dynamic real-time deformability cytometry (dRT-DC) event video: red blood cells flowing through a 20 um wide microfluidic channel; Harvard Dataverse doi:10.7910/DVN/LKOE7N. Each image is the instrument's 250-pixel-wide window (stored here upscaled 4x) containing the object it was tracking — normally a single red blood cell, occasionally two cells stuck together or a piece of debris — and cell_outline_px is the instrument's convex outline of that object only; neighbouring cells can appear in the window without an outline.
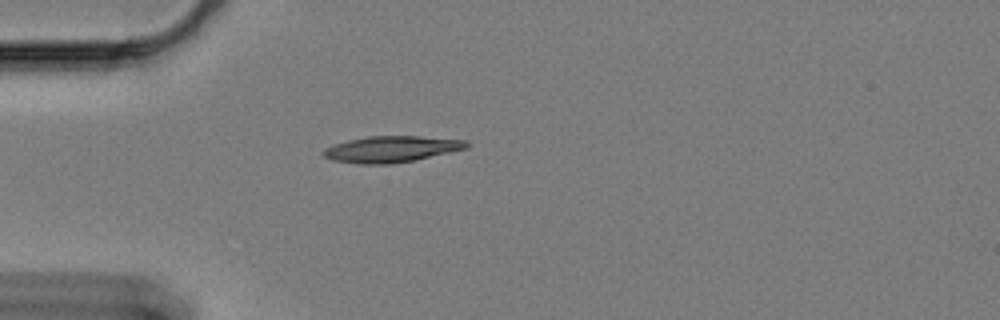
{"species": "Egyptian fruit bat (a non-hibernating species)", "species_latin": "Rousettus aegyptiacus", "temperature_condition": "cold", "stored_images_in_passage": 33, "camera_frame_rate_fps": 3000, "um_per_image_px": 0.085, "animal": {"sex": "female"}, "frame": {"image": 1, "passage_image": 1, "time_ms": 0.0, "image_size_px": [1000, 320], "cell_outline_px": [[468, 148], [412, 160], [392, 164], [360, 164], [332, 160], [324, 156], [320, 152], [324, 148], [348, 140], [368, 136], [416, 136], [464, 140], [468, 144]], "centroid_in_image_um": [33.2, 12.68], "position_along_channel_um": 51.8, "area_um2": 21.62}}
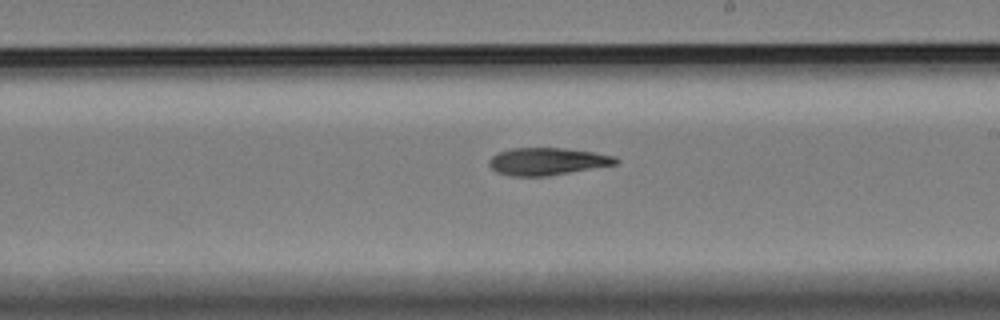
{"frame": {"image": 2, "passage_image": 19, "time_ms": 6.0, "image_size_px": [1000, 320], "cell_outline_px": [[620, 160], [616, 164], [548, 176], [512, 176], [496, 172], [488, 164], [488, 160], [496, 152], [512, 148], [564, 148], [592, 152], [616, 156]], "centroid_in_image_um": [46.49, 13.71], "position_along_channel_um": 242.5, "area_um2": 20.23}}
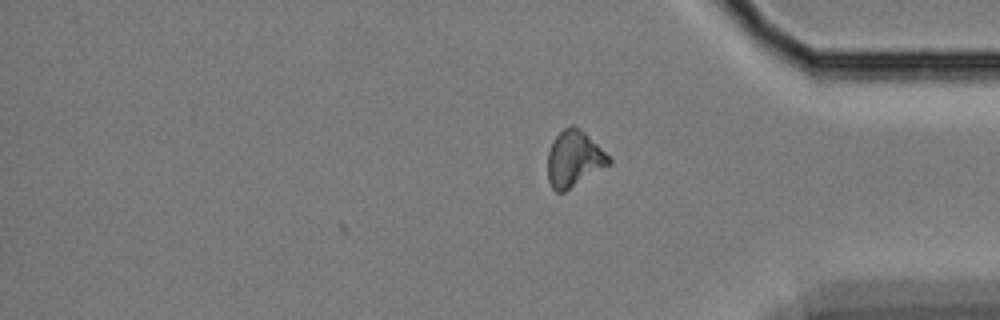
{"frame": {"image": 3, "passage_image": 33, "time_ms": 10.667, "image_size_px": [1000, 320], "cell_outline_px": [[612, 164], [564, 192], [556, 192], [552, 188], [548, 180], [548, 152], [552, 140], [564, 128], [572, 124], [580, 128], [612, 160]], "centroid_in_image_um": [48.78, 13.51], "position_along_channel_um": 386.4, "area_um2": 19.94}, "authors_computed_cell_mechanics": {"area_um2": 20.5768, "velocity_mm_per_s": 3.3419, "shape_relaxation_time_tau1_ms": 7.1173, "shape_relaxation_time_tau2_ms": null, "deformation_change_tau1": 0.1581, "deformation_change_tau2": null}}